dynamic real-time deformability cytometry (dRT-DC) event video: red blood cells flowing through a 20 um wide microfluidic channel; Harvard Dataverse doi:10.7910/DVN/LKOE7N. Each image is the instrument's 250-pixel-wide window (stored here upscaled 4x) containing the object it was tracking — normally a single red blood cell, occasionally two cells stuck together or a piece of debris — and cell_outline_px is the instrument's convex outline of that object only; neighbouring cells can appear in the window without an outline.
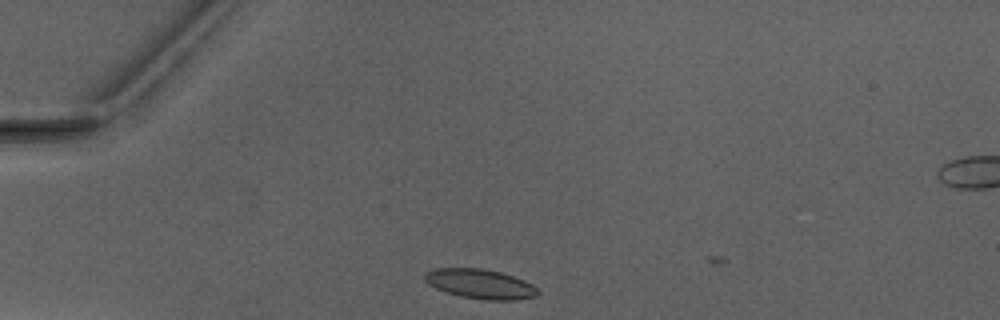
{"species": "Egyptian fruit bat (a non-hibernating species)", "species_latin": "Rousettus aegyptiacus", "temperature_condition": "warm", "stored_images_in_passage": 2, "camera_frame_rate_fps": 3000, "um_per_image_px": 0.085, "animal": {"sex": "male"}, "frame": {"image": 1, "passage_image": 1, "time_ms": 0.0, "image_size_px": [1000, 320], "cell_outline_px": [[540, 292], [536, 296], [512, 300], [484, 300], [460, 296], [436, 288], [428, 284], [424, 280], [424, 272], [432, 268], [484, 268], [500, 272], [524, 280], [532, 284]], "centroid_in_image_um": [40.79, 24.12], "position_along_channel_um": 44.2, "area_um2": 19.54}}